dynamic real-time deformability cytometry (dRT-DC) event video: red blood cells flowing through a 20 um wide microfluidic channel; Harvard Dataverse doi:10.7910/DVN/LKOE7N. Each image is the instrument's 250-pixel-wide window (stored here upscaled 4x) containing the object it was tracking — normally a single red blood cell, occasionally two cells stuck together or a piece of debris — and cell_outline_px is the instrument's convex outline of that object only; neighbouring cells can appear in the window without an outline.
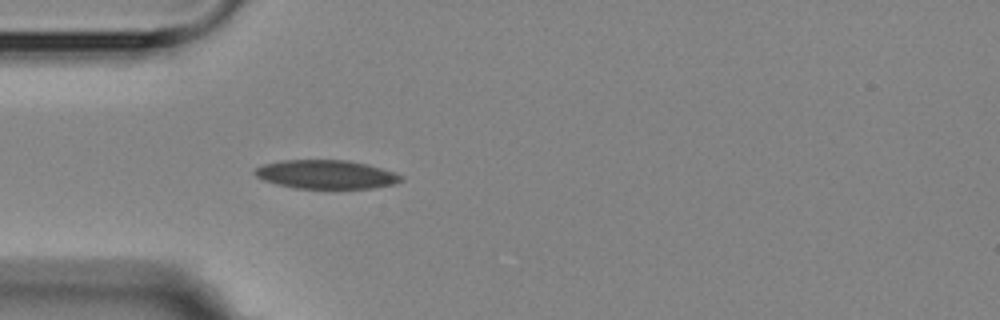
{"species": "Egyptian fruit bat (a non-hibernating species)", "species_latin": "Rousettus aegyptiacus", "temperature_condition": "room temperature", "stored_images_in_passage": 2, "camera_frame_rate_fps": 3000, "um_per_image_px": 0.085, "animal": {"sex": "female"}, "frame": {"image": 1, "passage_image": 2, "time_ms": 2.0, "image_size_px": [1000, 320], "cell_outline_px": [[404, 180], [396, 184], [372, 188], [296, 188], [276, 184], [264, 180], [256, 176], [252, 172], [260, 164], [280, 160], [348, 160], [368, 164], [396, 172], [404, 176]], "centroid_in_image_um": [27.74, 14.82], "position_along_channel_um": 57.3, "area_um2": 24.8}}